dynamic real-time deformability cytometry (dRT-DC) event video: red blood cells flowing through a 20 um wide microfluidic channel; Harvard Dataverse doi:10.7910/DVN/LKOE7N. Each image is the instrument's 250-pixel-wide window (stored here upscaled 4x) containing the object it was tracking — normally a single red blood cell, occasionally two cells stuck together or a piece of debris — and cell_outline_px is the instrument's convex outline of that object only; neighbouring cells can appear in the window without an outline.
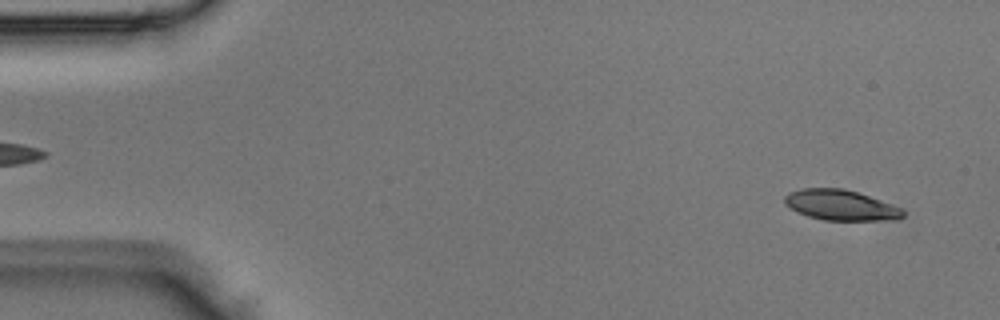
{"species": "Egyptian fruit bat (a non-hibernating species)", "species_latin": "Rousettus aegyptiacus", "temperature_condition": "room temperature", "stored_images_in_passage": 50, "camera_frame_rate_fps": 3000, "um_per_image_px": 0.085, "animal": {"sex": "male"}, "frame": {"image": 1, "passage_image": 3, "time_ms": 0.667, "image_size_px": [1000, 320], "cell_outline_px": [[904, 216], [900, 220], [824, 220], [808, 216], [796, 212], [788, 208], [784, 204], [784, 196], [788, 192], [800, 188], [844, 188], [904, 208]], "centroid_in_image_um": [71.44, 17.44], "position_along_channel_um": 13.6, "area_um2": 21.27}}
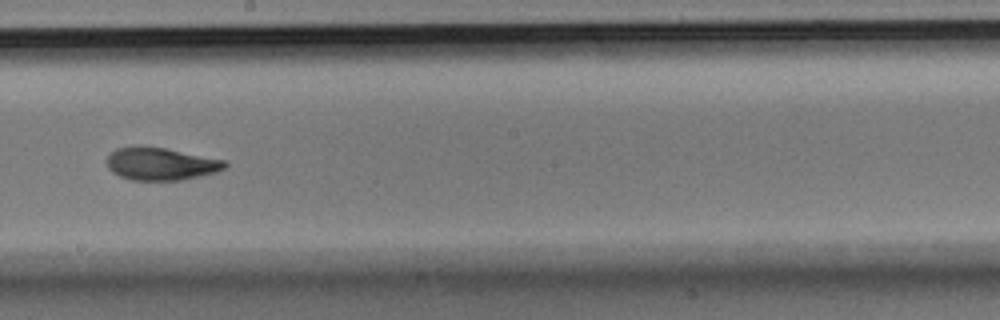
{"frame": {"image": 2, "passage_image": 28, "time_ms": 9.0, "image_size_px": [1000, 320], "cell_outline_px": [[228, 164], [224, 168], [216, 172], [184, 180], [132, 180], [120, 176], [112, 172], [108, 168], [108, 156], [116, 148], [164, 148], [224, 160]], "centroid_in_image_um": [13.7, 13.96], "position_along_channel_um": 234.5, "area_um2": 21.79}}
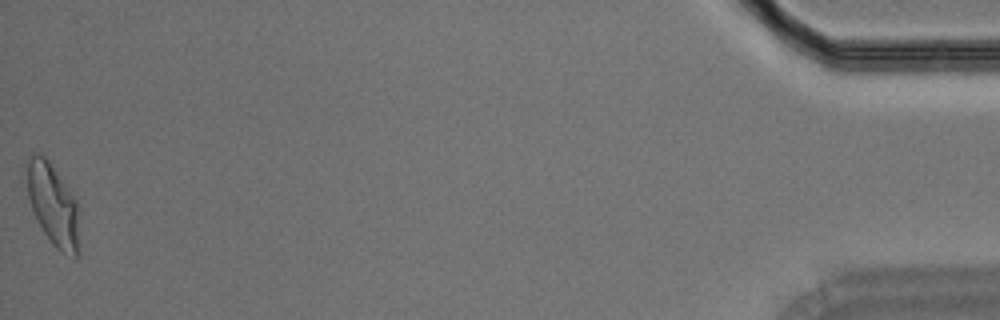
{"frame": {"image": 3, "passage_image": 50, "time_ms": 16.333, "image_size_px": [1000, 320], "cell_outline_px": [[80, 252], [72, 260], [60, 252], [52, 244], [36, 220], [28, 196], [28, 160], [32, 152], [40, 152], [48, 160], [76, 200], [80, 208]], "centroid_in_image_um": [4.58, 17.51], "position_along_channel_um": 430.6, "area_um2": 25.55}}